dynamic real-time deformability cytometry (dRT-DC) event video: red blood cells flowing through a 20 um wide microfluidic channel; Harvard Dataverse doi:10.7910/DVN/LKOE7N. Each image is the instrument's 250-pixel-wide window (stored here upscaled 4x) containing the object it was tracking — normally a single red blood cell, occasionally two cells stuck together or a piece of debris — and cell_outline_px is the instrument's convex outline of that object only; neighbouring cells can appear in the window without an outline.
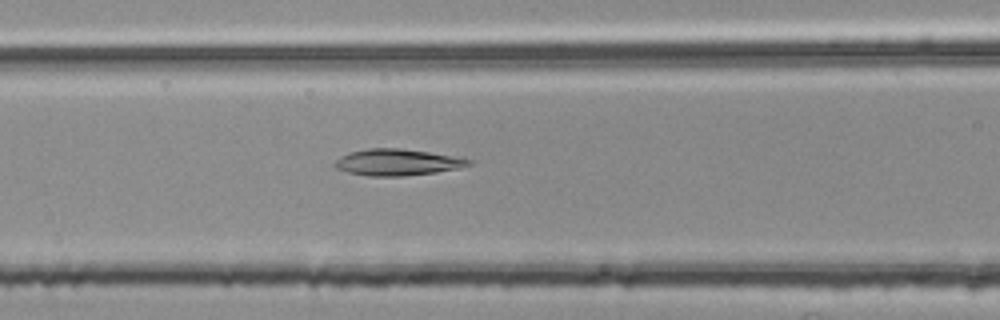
{"species": "common noctule bat (a hibernating species)", "species_latin": "Nyctalus noctula", "temperature_condition": "room temperature", "stored_images_in_passage": 48, "camera_frame_rate_fps": 3000, "um_per_image_px": 0.085, "animal": {"sex": "female", "body_mass_g": 25.1}, "frame": {"image": 1, "passage_image": 16, "time_ms": 5.0, "image_size_px": [1000, 320], "cell_outline_px": [[472, 164], [460, 168], [436, 172], [404, 176], [368, 176], [348, 172], [336, 168], [336, 160], [340, 156], [348, 152], [368, 148], [400, 148], [428, 152], [472, 160]], "centroid_in_image_um": [33.75, 13.79], "position_along_channel_um": 132.9, "area_um2": 20.46}}
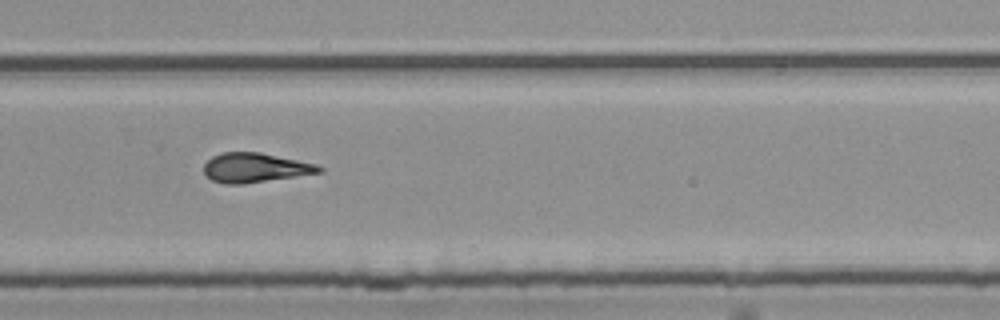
{"frame": {"image": 2, "passage_image": 30, "time_ms": 9.667, "image_size_px": [1000, 320], "cell_outline_px": [[324, 172], [240, 184], [224, 184], [212, 180], [204, 172], [204, 164], [212, 156], [220, 152], [260, 152], [316, 164], [324, 168]], "centroid_in_image_um": [21.68, 14.24], "position_along_channel_um": 308.1, "area_um2": 19.65}}
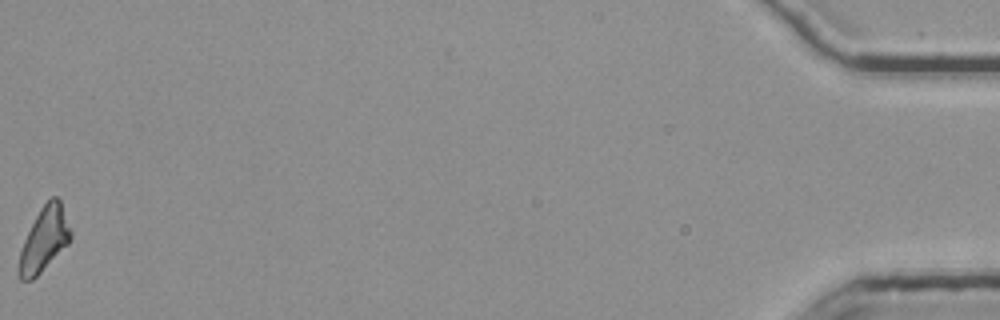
{"frame": {"image": 3, "passage_image": 48, "time_ms": 15.667, "image_size_px": [1000, 320], "cell_outline_px": [[72, 236], [68, 244], [32, 280], [20, 280], [16, 272], [16, 268], [20, 252], [24, 240], [40, 208], [52, 196], [56, 196], [60, 200], [72, 232]], "centroid_in_image_um": [3.74, 20.37], "position_along_channel_um": 431.5, "area_um2": 19.19}, "authors_computed_cell_mechanics": {"area_um2": 19.7676, "velocity_mm_per_s": 3.7651, "shape_relaxation_time_tau1_ms": 8.818, "shape_relaxation_time_tau2_ms": 2.2827, "deformation_change_tau1": 0.2269, "deformation_change_tau2": 0.1249}}